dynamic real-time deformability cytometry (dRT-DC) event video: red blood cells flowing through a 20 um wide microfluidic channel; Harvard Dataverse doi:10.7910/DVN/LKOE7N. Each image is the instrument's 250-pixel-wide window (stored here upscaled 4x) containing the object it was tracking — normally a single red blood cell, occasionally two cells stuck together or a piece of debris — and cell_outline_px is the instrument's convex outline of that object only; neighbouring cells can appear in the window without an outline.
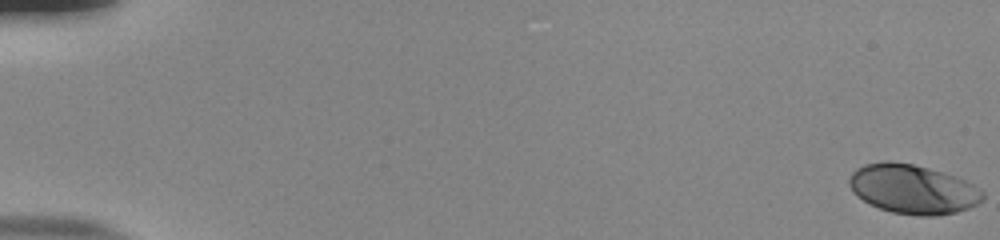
{"species": "human", "species_latin": "Homo sapiens", "temperature_condition": "room temperature", "stored_images_in_passage": 55, "camera_frame_rate_fps": 3000, "um_per_image_px": 0.085, "donor": {"sex": "male"}, "frame": {"image": 1, "passage_image": 1, "time_ms": 0.0, "image_size_px": [1000, 240], "cell_outline_px": [[984, 200], [968, 208], [956, 212], [936, 216], [916, 216], [892, 212], [880, 208], [856, 196], [852, 192], [848, 184], [848, 180], [852, 172], [856, 168], [864, 164], [884, 160], [888, 160], [912, 164], [944, 172], [956, 176], [980, 188], [984, 192]], "centroid_in_image_um": [77.58, 16.07], "position_along_channel_um": 7.4, "area_um2": 38.61}}
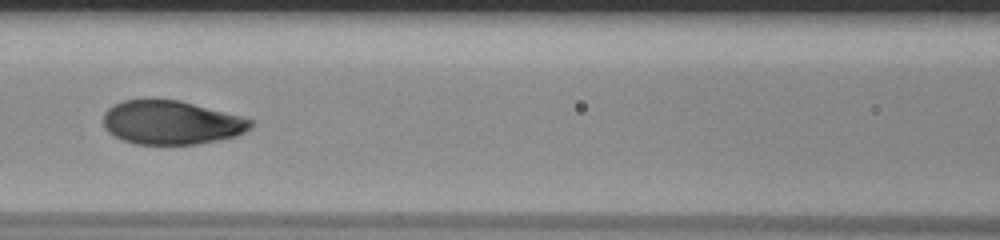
{"frame": {"image": 2, "passage_image": 27, "time_ms": 8.667, "image_size_px": [1000, 240], "cell_outline_px": [[256, 124], [252, 128], [236, 136], [220, 140], [196, 144], [136, 144], [124, 140], [108, 132], [104, 128], [104, 112], [112, 104], [124, 100], [144, 96], [152, 96], [180, 100], [240, 116], [252, 120]], "centroid_in_image_um": [14.54, 10.37], "position_along_channel_um": 152.1, "area_um2": 38.49}}
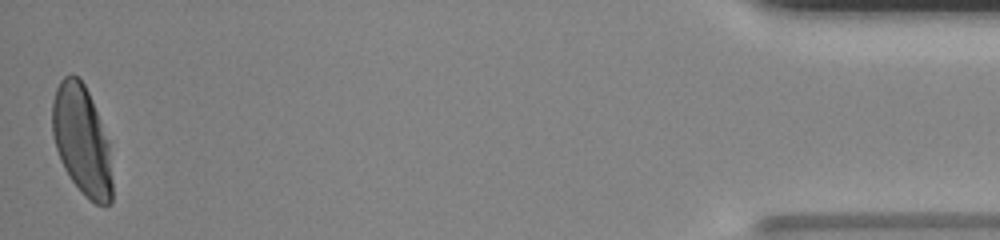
{"frame": {"image": 3, "passage_image": 55, "time_ms": 18.0, "image_size_px": [1000, 240], "cell_outline_px": [[112, 200], [104, 208], [96, 204], [84, 196], [72, 180], [64, 168], [60, 160], [52, 136], [52, 100], [56, 88], [60, 80], [64, 76], [72, 72], [84, 84], [88, 92], [108, 140], [112, 180]], "centroid_in_image_um": [6.94, 11.94], "position_along_channel_um": 428.3, "area_um2": 38.32}, "authors_computed_cell_mechanics": {"area_um2": 38.0324, "velocity_mm_per_s": 3.8197, "shape_relaxation_time_tau1_ms": 3.9882, "shape_relaxation_time_tau2_ms": null, "deformation_change_tau1": 0.1917, "deformation_change_tau2": null}}